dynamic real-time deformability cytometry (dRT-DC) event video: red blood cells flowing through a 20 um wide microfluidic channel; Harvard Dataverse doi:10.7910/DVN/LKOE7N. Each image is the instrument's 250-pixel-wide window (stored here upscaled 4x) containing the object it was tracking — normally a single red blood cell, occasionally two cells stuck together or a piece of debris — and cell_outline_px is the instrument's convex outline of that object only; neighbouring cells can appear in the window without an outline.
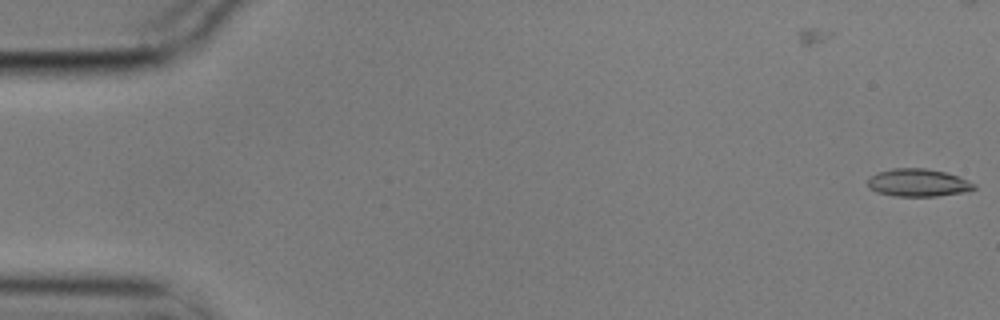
{"species": "common noctule bat (a hibernating species)", "species_latin": "Nyctalus noctula", "temperature_condition": "cold", "stored_images_in_passage": 2, "camera_frame_rate_fps": 3000, "um_per_image_px": 0.085, "animal": {"sex": "male", "body_mass_g": 17.9}, "frame": {"image": 1, "passage_image": 2, "time_ms": 0.333, "image_size_px": [1000, 320], "cell_outline_px": [[976, 188], [968, 192], [936, 196], [896, 196], [876, 192], [868, 184], [868, 180], [872, 176], [880, 172], [892, 168], [924, 168], [944, 172], [968, 180], [976, 184]], "centroid_in_image_um": [78.09, 15.54], "position_along_channel_um": 6.9, "area_um2": 16.99}}